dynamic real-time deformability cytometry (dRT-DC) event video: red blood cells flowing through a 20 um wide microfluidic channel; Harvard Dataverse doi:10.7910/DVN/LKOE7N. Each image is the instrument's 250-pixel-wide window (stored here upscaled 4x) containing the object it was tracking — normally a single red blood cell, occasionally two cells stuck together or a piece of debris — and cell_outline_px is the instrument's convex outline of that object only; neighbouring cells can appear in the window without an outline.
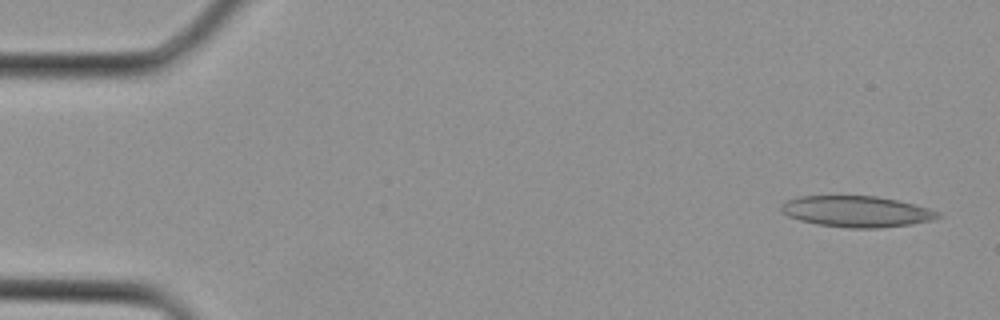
{"species": "Egyptian fruit bat (a non-hibernating species)", "species_latin": "Rousettus aegyptiacus", "temperature_condition": "cold", "stored_images_in_passage": 4, "camera_frame_rate_fps": 3000, "um_per_image_px": 0.085, "animal": {"sex": "female"}, "frame": {"image": 1, "passage_image": 1, "time_ms": 0.0, "image_size_px": [1000, 320], "cell_outline_px": [[940, 216], [932, 220], [912, 224], [880, 228], [848, 228], [816, 224], [800, 220], [788, 216], [780, 208], [780, 204], [784, 200], [800, 196], [876, 196], [916, 204], [940, 212]], "centroid_in_image_um": [72.8, 17.97], "position_along_channel_um": 12.2, "area_um2": 28.5}}